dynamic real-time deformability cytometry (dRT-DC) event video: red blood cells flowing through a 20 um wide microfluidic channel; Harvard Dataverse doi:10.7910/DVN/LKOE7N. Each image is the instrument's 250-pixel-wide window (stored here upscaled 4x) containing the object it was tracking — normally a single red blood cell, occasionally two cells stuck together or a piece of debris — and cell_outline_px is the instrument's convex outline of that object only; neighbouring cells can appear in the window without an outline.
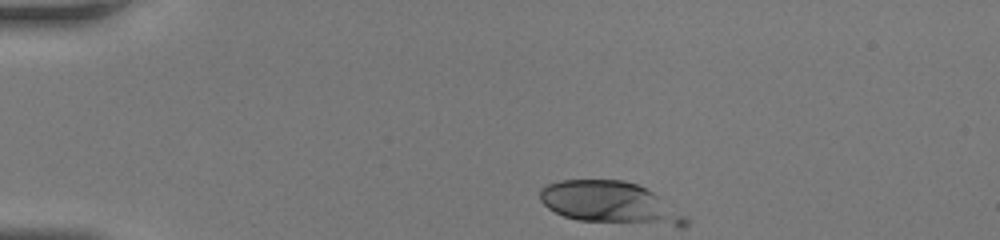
{"species": "human", "species_latin": "Homo sapiens", "temperature_condition": "room temperature", "stored_images_in_passage": 30, "camera_frame_rate_fps": 3000, "um_per_image_px": 0.085, "donor": {"sex": "female"}, "frame": {"image": 1, "passage_image": 1, "time_ms": 0.0, "image_size_px": [1000, 240], "cell_outline_px": [[660, 216], [652, 220], [580, 220], [564, 216], [548, 208], [540, 200], [540, 188], [548, 184], [560, 180], [624, 180], [636, 184], [652, 192], [656, 196]], "centroid_in_image_um": [51.03, 17.01], "position_along_channel_um": 34.0, "area_um2": 29.71}}
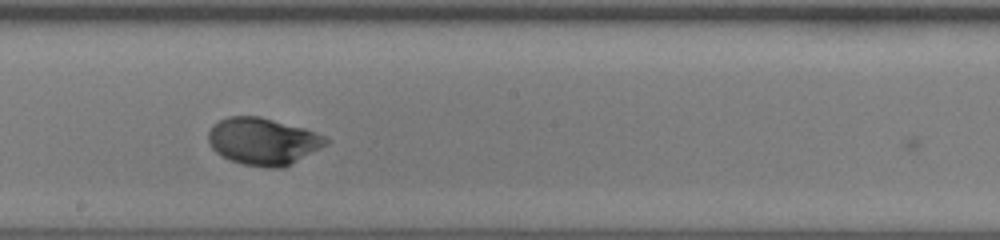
{"frame": {"image": 2, "passage_image": 18, "time_ms": 5.667, "image_size_px": [1000, 240], "cell_outline_px": [[328, 144], [284, 168], [268, 168], [244, 164], [232, 160], [216, 152], [212, 148], [208, 140], [208, 132], [212, 124], [228, 116], [260, 116], [304, 128], [324, 136], [328, 140]], "centroid_in_image_um": [22.35, 12.0], "position_along_channel_um": 225.9, "area_um2": 32.14}}
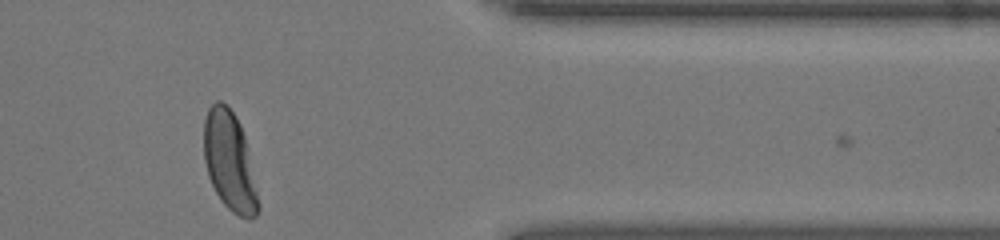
{"frame": {"image": 3, "passage_image": 30, "time_ms": 9.667, "image_size_px": [1000, 240], "cell_outline_px": [[260, 208], [256, 216], [240, 216], [232, 212], [220, 200], [208, 176], [204, 160], [204, 120], [208, 108], [216, 100], [220, 100], [232, 112], [240, 124], [244, 136], [260, 204]], "centroid_in_image_um": [19.49, 13.71], "position_along_channel_um": 391.9, "area_um2": 30.87}}